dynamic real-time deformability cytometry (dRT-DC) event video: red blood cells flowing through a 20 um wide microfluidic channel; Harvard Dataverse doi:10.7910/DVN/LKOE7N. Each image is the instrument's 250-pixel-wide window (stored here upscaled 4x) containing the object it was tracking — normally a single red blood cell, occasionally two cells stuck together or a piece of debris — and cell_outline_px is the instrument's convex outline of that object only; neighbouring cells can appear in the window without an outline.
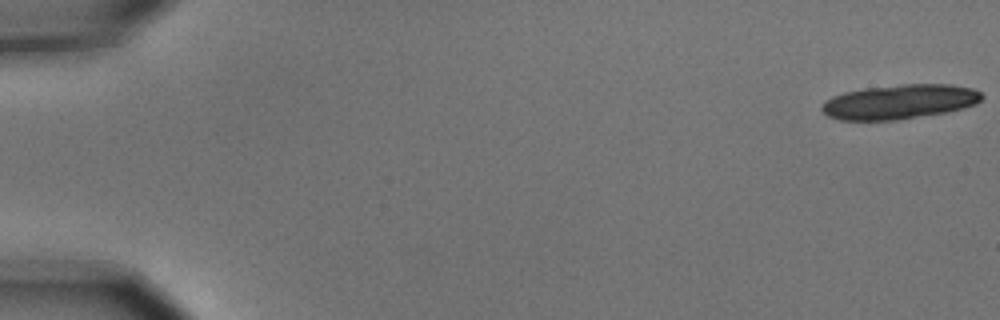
{"species": "common noctule bat (a hibernating species)", "species_latin": "Nyctalus noctula", "temperature_condition": "cold", "stored_images_in_passage": 7, "camera_frame_rate_fps": 3000, "um_per_image_px": 0.085, "animal": {"sex": "male", "body_mass_g": 15.6}, "frame": {"image": 1, "passage_image": 1, "time_ms": 0.0, "image_size_px": [1000, 320], "cell_outline_px": [[984, 96], [976, 104], [964, 108], [948, 112], [896, 120], [840, 120], [828, 116], [820, 108], [824, 100], [832, 96], [844, 92], [864, 88], [900, 84], [952, 84], [972, 88], [980, 92]], "centroid_in_image_um": [76.46, 8.64], "position_along_channel_um": 8.5, "area_um2": 32.43}}